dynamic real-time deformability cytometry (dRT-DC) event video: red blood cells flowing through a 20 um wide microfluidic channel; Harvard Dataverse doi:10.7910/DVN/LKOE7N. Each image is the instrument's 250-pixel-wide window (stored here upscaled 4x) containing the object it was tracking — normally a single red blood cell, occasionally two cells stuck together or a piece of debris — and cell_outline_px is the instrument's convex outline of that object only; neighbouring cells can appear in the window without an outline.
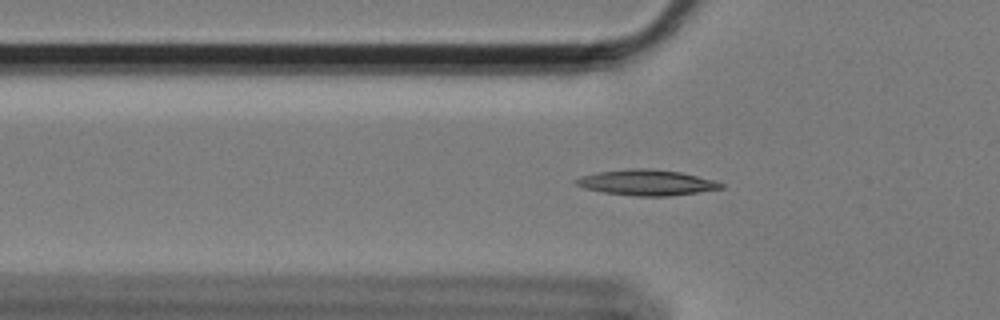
{"species": "Egyptian fruit bat (a non-hibernating species)", "species_latin": "Rousettus aegyptiacus", "temperature_condition": "cold", "stored_images_in_passage": 47, "camera_frame_rate_fps": 3000, "um_per_image_px": 0.085, "animal": {"sex": "female"}, "frame": {"image": 1, "passage_image": 12, "time_ms": 3.667, "image_size_px": [1000, 320], "cell_outline_px": [[724, 188], [672, 196], [636, 196], [604, 192], [584, 188], [572, 184], [572, 180], [596, 172], [628, 168], [652, 168], [680, 172], [712, 180], [724, 184]], "centroid_in_image_um": [54.92, 15.51], "position_along_channel_um": 70.9, "area_um2": 21.73}}
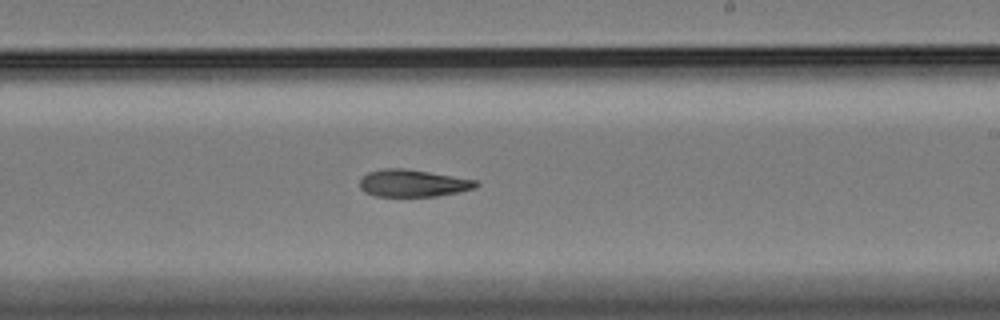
{"frame": {"image": 2, "passage_image": 28, "time_ms": 9.0, "image_size_px": [1000, 320], "cell_outline_px": [[480, 184], [476, 188], [460, 192], [436, 196], [376, 196], [364, 192], [360, 188], [360, 180], [368, 172], [384, 168], [404, 168], [476, 180]], "centroid_in_image_um": [35.1, 15.58], "position_along_channel_um": 253.9, "area_um2": 18.38}}
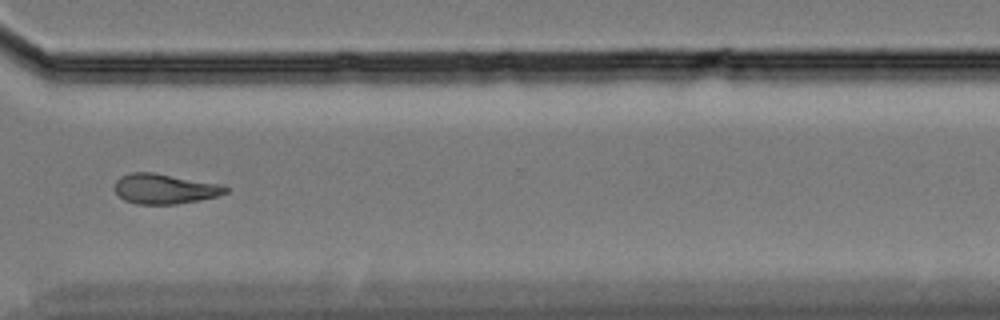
{"frame": {"image": 3, "passage_image": 37, "time_ms": 12.0, "image_size_px": [1000, 320], "cell_outline_px": [[228, 192], [220, 196], [200, 200], [176, 204], [136, 204], [124, 200], [116, 192], [116, 180], [120, 176], [132, 172], [152, 172], [224, 184], [228, 188]], "centroid_in_image_um": [14.05, 16.05], "position_along_channel_um": 356.5, "area_um2": 19.59}}